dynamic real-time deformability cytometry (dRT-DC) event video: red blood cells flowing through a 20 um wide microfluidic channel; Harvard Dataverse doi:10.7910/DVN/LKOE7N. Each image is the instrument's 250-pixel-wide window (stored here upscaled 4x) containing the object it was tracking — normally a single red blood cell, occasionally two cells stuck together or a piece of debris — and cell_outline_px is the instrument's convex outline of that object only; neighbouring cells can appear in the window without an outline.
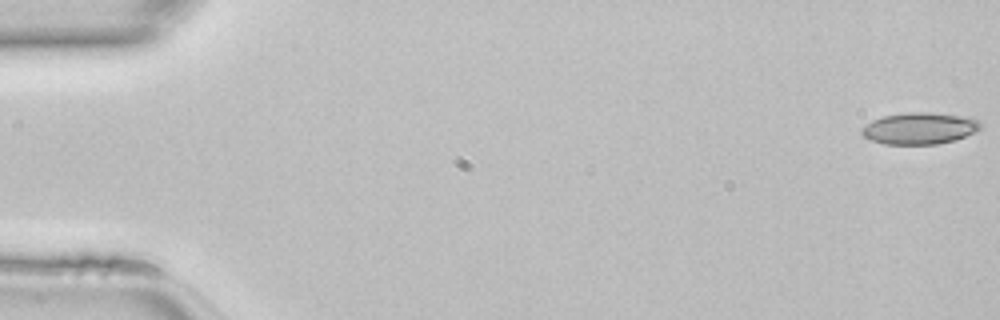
{"species": "common noctule bat (a hibernating species)", "species_latin": "Nyctalus noctula", "temperature_condition": "room temperature", "stored_images_in_passage": 45, "camera_frame_rate_fps": 3000, "um_per_image_px": 0.085, "animal": {"sex": "female", "body_mass_g": 22.7, "forearm_length_mm": 54.2}, "frame": {"image": 1, "passage_image": 1, "time_ms": 0.0, "image_size_px": [1000, 320], "cell_outline_px": [[984, 124], [976, 132], [952, 140], [936, 144], [884, 144], [872, 140], [864, 136], [860, 132], [860, 128], [872, 120], [884, 116], [908, 112], [928, 112], [968, 116], [980, 120]], "centroid_in_image_um": [78.19, 10.89], "position_along_channel_um": 6.8, "area_um2": 22.02}}
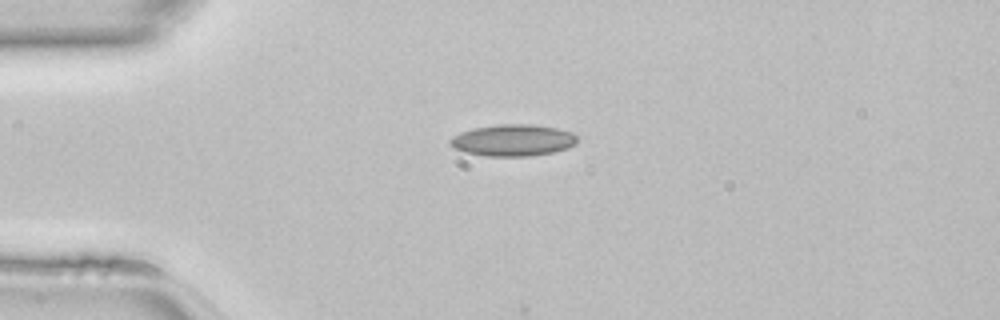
{"frame": {"image": 2, "passage_image": 12, "time_ms": 3.667, "image_size_px": [1000, 320], "cell_outline_px": [[576, 144], [568, 148], [552, 152], [532, 156], [488, 156], [464, 152], [456, 148], [448, 140], [452, 136], [460, 132], [472, 128], [500, 124], [532, 124], [556, 128], [572, 132], [576, 136]], "centroid_in_image_um": [43.6, 11.91], "position_along_channel_um": 41.4, "area_um2": 23.41}}
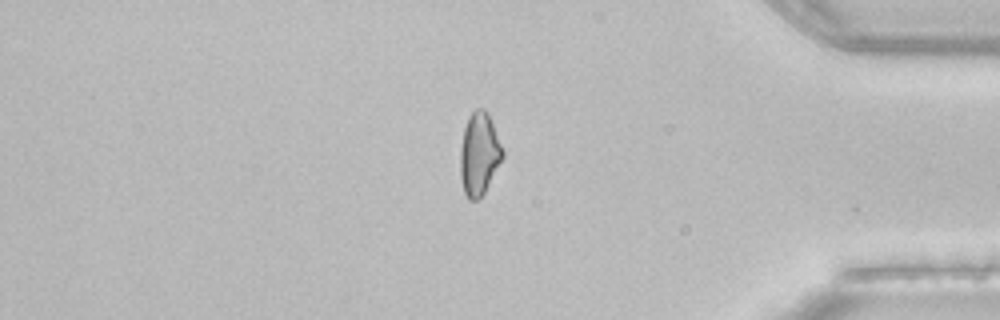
{"frame": {"image": 3, "passage_image": 40, "time_ms": 13.0, "image_size_px": [1000, 320], "cell_outline_px": [[504, 156], [484, 192], [476, 200], [468, 200], [464, 192], [460, 176], [460, 148], [464, 128], [468, 116], [476, 108], [484, 108], [488, 112], [504, 152]], "centroid_in_image_um": [40.72, 13.06], "position_along_channel_um": 394.5, "area_um2": 20.35}}